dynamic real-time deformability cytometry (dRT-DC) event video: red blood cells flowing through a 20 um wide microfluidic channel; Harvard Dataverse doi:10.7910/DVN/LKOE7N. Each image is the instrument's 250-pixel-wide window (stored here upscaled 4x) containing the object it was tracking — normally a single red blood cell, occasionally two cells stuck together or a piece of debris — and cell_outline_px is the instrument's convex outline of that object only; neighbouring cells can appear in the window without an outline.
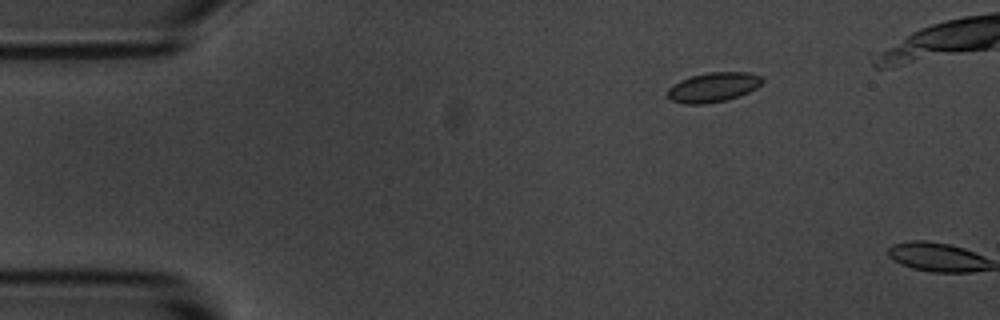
{"species": "common noctule bat (a hibernating species)", "species_latin": "Nyctalus noctula", "temperature_condition": "room temperature", "stored_images_in_passage": 2, "camera_frame_rate_fps": 3000, "um_per_image_px": 0.085, "animal": {"sex": "male", "body_mass_g": 20.1, "forearm_length_mm": 53.5}, "frame": {"image": 1, "passage_image": 1, "time_ms": 0.0, "image_size_px": [1000, 320], "cell_outline_px": [[764, 80], [756, 88], [740, 96], [724, 100], [704, 104], [684, 104], [672, 100], [668, 96], [668, 88], [672, 84], [680, 80], [692, 76], [708, 72], [748, 72], [760, 76]], "centroid_in_image_um": [60.62, 7.41], "position_along_channel_um": 24.4, "area_um2": 16.24}}